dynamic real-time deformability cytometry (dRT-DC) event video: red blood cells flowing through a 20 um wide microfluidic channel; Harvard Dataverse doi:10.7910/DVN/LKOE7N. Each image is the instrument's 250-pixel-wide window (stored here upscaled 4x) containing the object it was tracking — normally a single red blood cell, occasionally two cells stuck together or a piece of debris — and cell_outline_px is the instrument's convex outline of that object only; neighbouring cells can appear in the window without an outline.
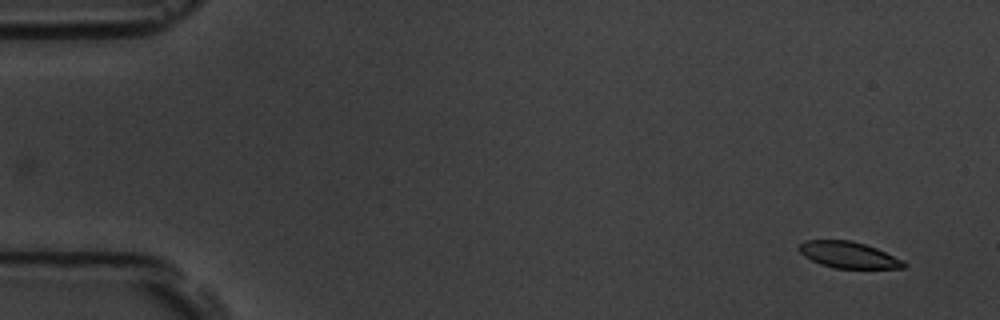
{"species": "common noctule bat (a hibernating species)", "species_latin": "Nyctalus noctula", "temperature_condition": "room temperature", "stored_images_in_passage": 2, "camera_frame_rate_fps": 3000, "um_per_image_px": 0.085, "animal": {"sex": "male", "body_mass_g": 19.5, "forearm_length_mm": 54.6}, "frame": {"image": 1, "passage_image": 2, "time_ms": 1.333, "image_size_px": [1000, 320], "cell_outline_px": [[908, 264], [904, 268], [836, 268], [820, 264], [804, 256], [796, 248], [804, 240], [852, 240], [876, 248], [904, 260]], "centroid_in_image_um": [72.12, 21.66], "position_along_channel_um": 12.9, "area_um2": 16.13}}